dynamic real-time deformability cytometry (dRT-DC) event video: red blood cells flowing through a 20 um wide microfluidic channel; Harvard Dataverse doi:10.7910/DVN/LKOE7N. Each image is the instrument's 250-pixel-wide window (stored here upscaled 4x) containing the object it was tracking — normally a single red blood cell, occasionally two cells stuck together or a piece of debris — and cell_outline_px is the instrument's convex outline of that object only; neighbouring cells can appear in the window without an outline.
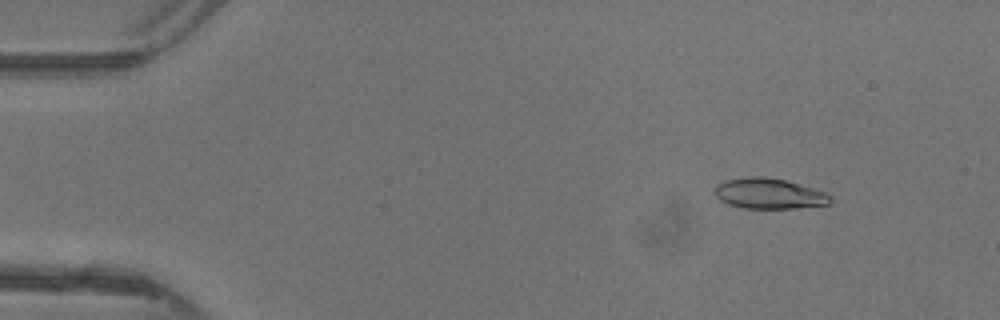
{"species": "common noctule bat (a hibernating species)", "species_latin": "Nyctalus noctula", "temperature_condition": "warm", "stored_images_in_passage": 48, "camera_frame_rate_fps": 3000, "um_per_image_px": 0.085, "animal": {"sex": "female"}, "frame": {"image": 1, "passage_image": 6, "time_ms": 1.667, "image_size_px": [1000, 320], "cell_outline_px": [[832, 200], [828, 204], [796, 208], [744, 208], [728, 204], [720, 200], [716, 196], [716, 188], [724, 180], [752, 176], [764, 176], [784, 180], [828, 192], [832, 196]], "centroid_in_image_um": [65.41, 16.45], "position_along_channel_um": 19.6, "area_um2": 20.46}}
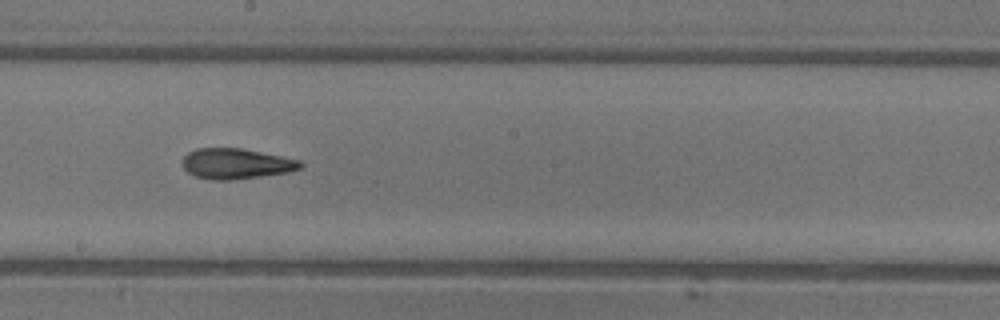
{"frame": {"image": 2, "passage_image": 27, "time_ms": 8.667, "image_size_px": [1000, 320], "cell_outline_px": [[304, 164], [300, 168], [288, 172], [232, 180], [212, 180], [196, 176], [188, 172], [184, 168], [184, 156], [188, 152], [196, 148], [240, 148], [300, 160]], "centroid_in_image_um": [20.07, 13.91], "position_along_channel_um": 228.1, "area_um2": 20.69}}
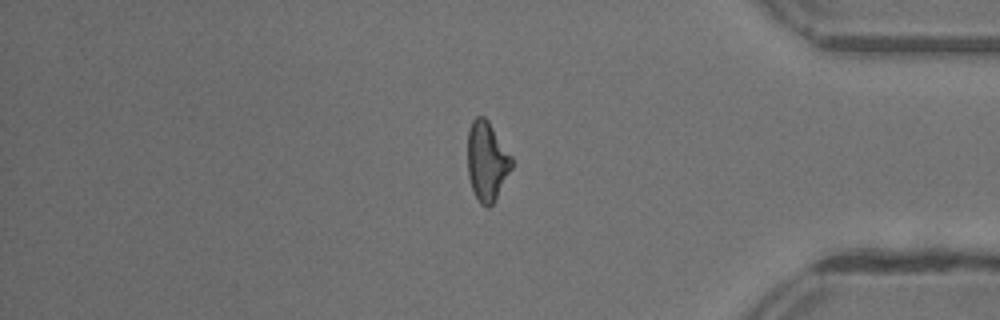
{"frame": {"image": 3, "passage_image": 40, "time_ms": 13.0, "image_size_px": [1000, 320], "cell_outline_px": [[512, 168], [492, 204], [488, 208], [480, 204], [472, 188], [468, 176], [468, 128], [472, 120], [476, 116], [484, 116], [488, 120], [512, 156]], "centroid_in_image_um": [41.38, 13.67], "position_along_channel_um": 393.8, "area_um2": 20.29}}